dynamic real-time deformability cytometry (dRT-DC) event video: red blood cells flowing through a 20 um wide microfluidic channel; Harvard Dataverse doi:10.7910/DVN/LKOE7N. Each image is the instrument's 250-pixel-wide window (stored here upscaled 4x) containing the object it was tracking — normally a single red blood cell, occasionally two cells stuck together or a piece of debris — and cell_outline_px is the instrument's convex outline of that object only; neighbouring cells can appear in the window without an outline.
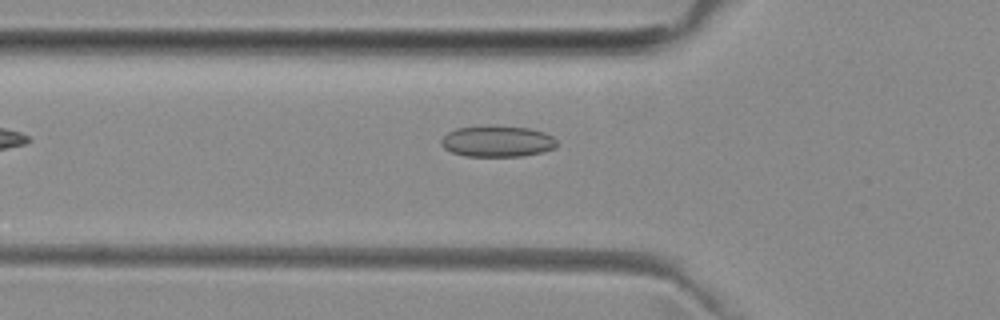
{"species": "common noctule bat (a hibernating species)", "species_latin": "Nyctalus noctula", "temperature_condition": "room temperature", "stored_images_in_passage": 34, "camera_frame_rate_fps": 3000, "um_per_image_px": 0.085, "animal": {"sex": "female", "body_mass_g": 29.2, "forearm_length_mm": 56.3}, "frame": {"image": 1, "passage_image": 2, "time_ms": 0.333, "image_size_px": [1000, 320], "cell_outline_px": [[556, 148], [544, 152], [520, 156], [464, 156], [452, 152], [444, 148], [440, 144], [440, 140], [448, 132], [456, 128], [488, 124], [492, 124], [528, 128], [544, 132], [552, 136], [556, 140]], "centroid_in_image_um": [42.25, 11.99], "position_along_channel_um": 83.5, "area_um2": 21.44}}
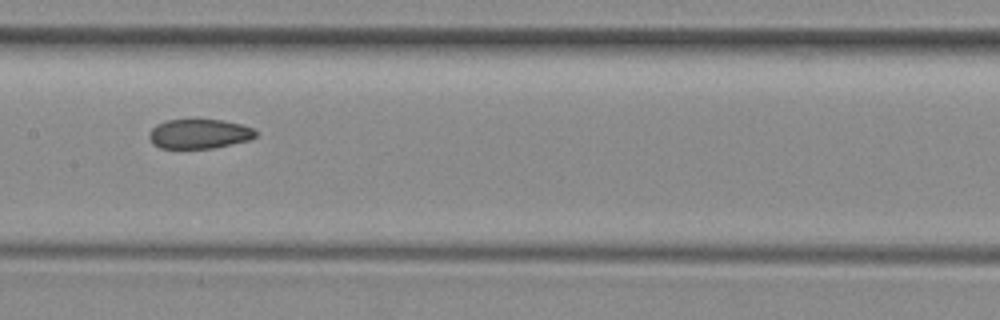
{"frame": {"image": 2, "passage_image": 10, "time_ms": 3.0, "image_size_px": [1000, 320], "cell_outline_px": [[256, 136], [248, 140], [212, 148], [160, 148], [152, 144], [148, 136], [148, 132], [156, 124], [168, 120], [224, 120], [240, 124], [252, 128], [256, 132]], "centroid_in_image_um": [16.88, 11.38], "position_along_channel_um": 190.5, "area_um2": 18.21}}
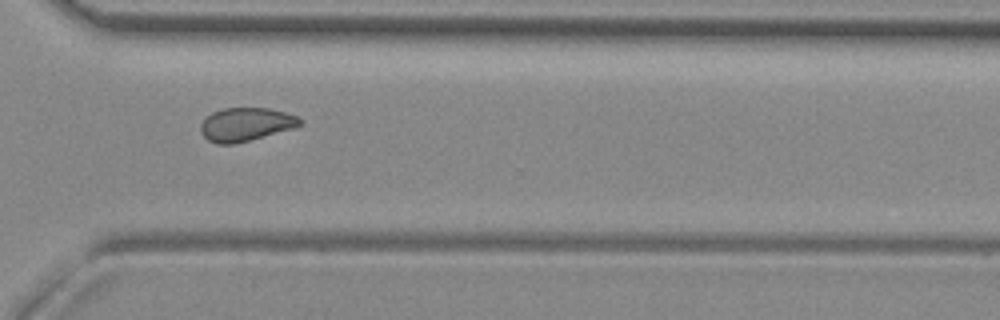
{"frame": {"image": 3, "passage_image": 22, "time_ms": 7.0, "image_size_px": [1000, 320], "cell_outline_px": [[304, 124], [296, 128], [232, 144], [216, 144], [208, 140], [200, 132], [200, 124], [212, 112], [224, 108], [268, 108], [284, 112], [296, 116], [304, 120]], "centroid_in_image_um": [20.92, 10.57], "position_along_channel_um": 349.7, "area_um2": 19.36}}